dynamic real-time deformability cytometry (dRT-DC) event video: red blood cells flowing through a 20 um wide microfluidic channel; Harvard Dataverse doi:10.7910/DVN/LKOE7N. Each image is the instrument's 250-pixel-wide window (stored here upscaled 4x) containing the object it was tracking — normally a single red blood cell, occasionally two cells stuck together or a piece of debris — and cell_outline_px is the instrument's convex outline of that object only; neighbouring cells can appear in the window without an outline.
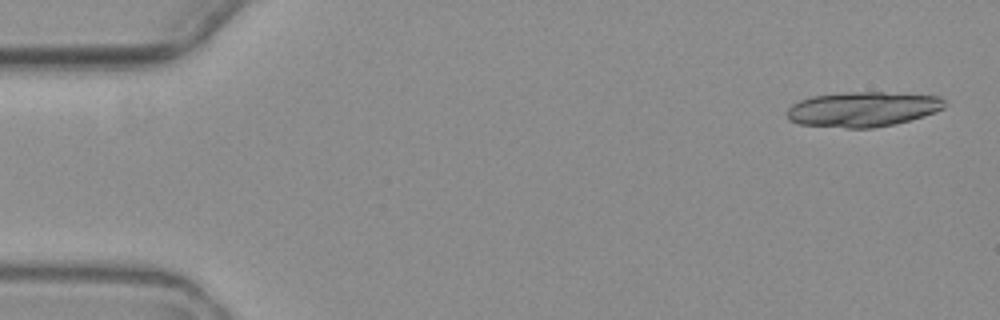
{"species": "common noctule bat (a hibernating species)", "species_latin": "Nyctalus noctula", "temperature_condition": "warm", "stored_images_in_passage": 5, "camera_frame_rate_fps": 3000, "um_per_image_px": 0.085, "animal": {"sex": "female", "body_mass_g": 19.3, "forearm_length_mm": 54.1}, "frame": {"image": 1, "passage_image": 1, "time_ms": 0.0, "image_size_px": [1000, 320], "cell_outline_px": [[944, 108], [936, 112], [924, 116], [892, 124], [872, 128], [848, 128], [800, 124], [788, 120], [784, 112], [792, 104], [800, 100], [812, 96], [844, 92], [884, 92], [940, 96], [944, 100]], "centroid_in_image_um": [73.29, 9.28], "position_along_channel_um": 11.7, "area_um2": 32.19}}